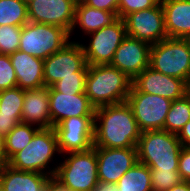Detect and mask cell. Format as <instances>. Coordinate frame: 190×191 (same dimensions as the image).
Masks as SVG:
<instances>
[{
    "mask_svg": "<svg viewBox=\"0 0 190 191\" xmlns=\"http://www.w3.org/2000/svg\"><path fill=\"white\" fill-rule=\"evenodd\" d=\"M140 136L133 110L127 102L96 108L93 147H136Z\"/></svg>",
    "mask_w": 190,
    "mask_h": 191,
    "instance_id": "1",
    "label": "cell"
},
{
    "mask_svg": "<svg viewBox=\"0 0 190 191\" xmlns=\"http://www.w3.org/2000/svg\"><path fill=\"white\" fill-rule=\"evenodd\" d=\"M132 82L110 64L89 65L85 93L95 108L119 104L127 101Z\"/></svg>",
    "mask_w": 190,
    "mask_h": 191,
    "instance_id": "2",
    "label": "cell"
},
{
    "mask_svg": "<svg viewBox=\"0 0 190 191\" xmlns=\"http://www.w3.org/2000/svg\"><path fill=\"white\" fill-rule=\"evenodd\" d=\"M55 154H60L57 136L53 127L40 128L23 150L15 153L7 165L13 169L47 174L54 178L58 165L50 169Z\"/></svg>",
    "mask_w": 190,
    "mask_h": 191,
    "instance_id": "3",
    "label": "cell"
},
{
    "mask_svg": "<svg viewBox=\"0 0 190 191\" xmlns=\"http://www.w3.org/2000/svg\"><path fill=\"white\" fill-rule=\"evenodd\" d=\"M182 147L176 134L165 130L141 132L136 146L138 162L150 169L178 170Z\"/></svg>",
    "mask_w": 190,
    "mask_h": 191,
    "instance_id": "4",
    "label": "cell"
},
{
    "mask_svg": "<svg viewBox=\"0 0 190 191\" xmlns=\"http://www.w3.org/2000/svg\"><path fill=\"white\" fill-rule=\"evenodd\" d=\"M60 161L54 179L71 191H92L99 182L96 150L67 153Z\"/></svg>",
    "mask_w": 190,
    "mask_h": 191,
    "instance_id": "5",
    "label": "cell"
},
{
    "mask_svg": "<svg viewBox=\"0 0 190 191\" xmlns=\"http://www.w3.org/2000/svg\"><path fill=\"white\" fill-rule=\"evenodd\" d=\"M70 42V33L62 27L27 22L22 26L19 50L42 60Z\"/></svg>",
    "mask_w": 190,
    "mask_h": 191,
    "instance_id": "6",
    "label": "cell"
},
{
    "mask_svg": "<svg viewBox=\"0 0 190 191\" xmlns=\"http://www.w3.org/2000/svg\"><path fill=\"white\" fill-rule=\"evenodd\" d=\"M150 67L187 83L190 75V49L182 38L167 37L151 46Z\"/></svg>",
    "mask_w": 190,
    "mask_h": 191,
    "instance_id": "7",
    "label": "cell"
},
{
    "mask_svg": "<svg viewBox=\"0 0 190 191\" xmlns=\"http://www.w3.org/2000/svg\"><path fill=\"white\" fill-rule=\"evenodd\" d=\"M133 110L141 132L164 130V123L172 100L139 92L133 85L126 101Z\"/></svg>",
    "mask_w": 190,
    "mask_h": 191,
    "instance_id": "8",
    "label": "cell"
},
{
    "mask_svg": "<svg viewBox=\"0 0 190 191\" xmlns=\"http://www.w3.org/2000/svg\"><path fill=\"white\" fill-rule=\"evenodd\" d=\"M89 44L82 45L87 65H106L113 60L115 51L127 37L124 19L118 18L113 24L88 35Z\"/></svg>",
    "mask_w": 190,
    "mask_h": 191,
    "instance_id": "9",
    "label": "cell"
},
{
    "mask_svg": "<svg viewBox=\"0 0 190 191\" xmlns=\"http://www.w3.org/2000/svg\"><path fill=\"white\" fill-rule=\"evenodd\" d=\"M53 128L60 154L88 151L93 147L94 116L64 119Z\"/></svg>",
    "mask_w": 190,
    "mask_h": 191,
    "instance_id": "10",
    "label": "cell"
},
{
    "mask_svg": "<svg viewBox=\"0 0 190 191\" xmlns=\"http://www.w3.org/2000/svg\"><path fill=\"white\" fill-rule=\"evenodd\" d=\"M87 65L80 41H70L56 53L44 59V86L51 87L68 76H76Z\"/></svg>",
    "mask_w": 190,
    "mask_h": 191,
    "instance_id": "11",
    "label": "cell"
},
{
    "mask_svg": "<svg viewBox=\"0 0 190 191\" xmlns=\"http://www.w3.org/2000/svg\"><path fill=\"white\" fill-rule=\"evenodd\" d=\"M127 36L156 44L167 38L161 2L156 6L128 14L124 18Z\"/></svg>",
    "mask_w": 190,
    "mask_h": 191,
    "instance_id": "12",
    "label": "cell"
},
{
    "mask_svg": "<svg viewBox=\"0 0 190 191\" xmlns=\"http://www.w3.org/2000/svg\"><path fill=\"white\" fill-rule=\"evenodd\" d=\"M97 155V172L100 182L116 184L138 162L137 148L93 147Z\"/></svg>",
    "mask_w": 190,
    "mask_h": 191,
    "instance_id": "13",
    "label": "cell"
},
{
    "mask_svg": "<svg viewBox=\"0 0 190 191\" xmlns=\"http://www.w3.org/2000/svg\"><path fill=\"white\" fill-rule=\"evenodd\" d=\"M73 0H34L27 5L29 22L62 27L69 33L75 20Z\"/></svg>",
    "mask_w": 190,
    "mask_h": 191,
    "instance_id": "14",
    "label": "cell"
},
{
    "mask_svg": "<svg viewBox=\"0 0 190 191\" xmlns=\"http://www.w3.org/2000/svg\"><path fill=\"white\" fill-rule=\"evenodd\" d=\"M148 42L127 36L115 51L111 66L126 74L132 81L150 66Z\"/></svg>",
    "mask_w": 190,
    "mask_h": 191,
    "instance_id": "15",
    "label": "cell"
},
{
    "mask_svg": "<svg viewBox=\"0 0 190 191\" xmlns=\"http://www.w3.org/2000/svg\"><path fill=\"white\" fill-rule=\"evenodd\" d=\"M132 85L139 92L158 95L172 101L186 94V83L183 80L164 75L150 66L133 80Z\"/></svg>",
    "mask_w": 190,
    "mask_h": 191,
    "instance_id": "16",
    "label": "cell"
},
{
    "mask_svg": "<svg viewBox=\"0 0 190 191\" xmlns=\"http://www.w3.org/2000/svg\"><path fill=\"white\" fill-rule=\"evenodd\" d=\"M49 108L52 127L58 125L64 119L79 116H95L96 108L91 104L86 93L63 94L49 87Z\"/></svg>",
    "mask_w": 190,
    "mask_h": 191,
    "instance_id": "17",
    "label": "cell"
},
{
    "mask_svg": "<svg viewBox=\"0 0 190 191\" xmlns=\"http://www.w3.org/2000/svg\"><path fill=\"white\" fill-rule=\"evenodd\" d=\"M9 57L19 88L32 90L44 87V60L20 50L10 54Z\"/></svg>",
    "mask_w": 190,
    "mask_h": 191,
    "instance_id": "18",
    "label": "cell"
},
{
    "mask_svg": "<svg viewBox=\"0 0 190 191\" xmlns=\"http://www.w3.org/2000/svg\"><path fill=\"white\" fill-rule=\"evenodd\" d=\"M49 87L24 90L21 122L38 128L52 127L49 108Z\"/></svg>",
    "mask_w": 190,
    "mask_h": 191,
    "instance_id": "19",
    "label": "cell"
},
{
    "mask_svg": "<svg viewBox=\"0 0 190 191\" xmlns=\"http://www.w3.org/2000/svg\"><path fill=\"white\" fill-rule=\"evenodd\" d=\"M51 177L47 174L20 171L0 165V191H45Z\"/></svg>",
    "mask_w": 190,
    "mask_h": 191,
    "instance_id": "20",
    "label": "cell"
},
{
    "mask_svg": "<svg viewBox=\"0 0 190 191\" xmlns=\"http://www.w3.org/2000/svg\"><path fill=\"white\" fill-rule=\"evenodd\" d=\"M167 37L183 38L190 32V0H160Z\"/></svg>",
    "mask_w": 190,
    "mask_h": 191,
    "instance_id": "21",
    "label": "cell"
},
{
    "mask_svg": "<svg viewBox=\"0 0 190 191\" xmlns=\"http://www.w3.org/2000/svg\"><path fill=\"white\" fill-rule=\"evenodd\" d=\"M118 18L116 12L96 9L87 4L76 6L75 20L70 36L72 38V33L74 32L76 25L84 35H89L103 27L113 24Z\"/></svg>",
    "mask_w": 190,
    "mask_h": 191,
    "instance_id": "22",
    "label": "cell"
},
{
    "mask_svg": "<svg viewBox=\"0 0 190 191\" xmlns=\"http://www.w3.org/2000/svg\"><path fill=\"white\" fill-rule=\"evenodd\" d=\"M115 185L118 191H152L150 168L137 162Z\"/></svg>",
    "mask_w": 190,
    "mask_h": 191,
    "instance_id": "23",
    "label": "cell"
},
{
    "mask_svg": "<svg viewBox=\"0 0 190 191\" xmlns=\"http://www.w3.org/2000/svg\"><path fill=\"white\" fill-rule=\"evenodd\" d=\"M39 129L34 125L20 122L4 137L6 163L30 143Z\"/></svg>",
    "mask_w": 190,
    "mask_h": 191,
    "instance_id": "24",
    "label": "cell"
},
{
    "mask_svg": "<svg viewBox=\"0 0 190 191\" xmlns=\"http://www.w3.org/2000/svg\"><path fill=\"white\" fill-rule=\"evenodd\" d=\"M190 120V98L185 94L182 98L172 101L164 123V130L178 134Z\"/></svg>",
    "mask_w": 190,
    "mask_h": 191,
    "instance_id": "25",
    "label": "cell"
},
{
    "mask_svg": "<svg viewBox=\"0 0 190 191\" xmlns=\"http://www.w3.org/2000/svg\"><path fill=\"white\" fill-rule=\"evenodd\" d=\"M27 22L28 9L22 0H0V25L23 26Z\"/></svg>",
    "mask_w": 190,
    "mask_h": 191,
    "instance_id": "26",
    "label": "cell"
},
{
    "mask_svg": "<svg viewBox=\"0 0 190 191\" xmlns=\"http://www.w3.org/2000/svg\"><path fill=\"white\" fill-rule=\"evenodd\" d=\"M24 90L18 86L0 91V114L21 115Z\"/></svg>",
    "mask_w": 190,
    "mask_h": 191,
    "instance_id": "27",
    "label": "cell"
},
{
    "mask_svg": "<svg viewBox=\"0 0 190 191\" xmlns=\"http://www.w3.org/2000/svg\"><path fill=\"white\" fill-rule=\"evenodd\" d=\"M89 65H86L82 70L76 72V76H68L57 81L52 87L65 95L67 94H81L85 93L86 76Z\"/></svg>",
    "mask_w": 190,
    "mask_h": 191,
    "instance_id": "28",
    "label": "cell"
},
{
    "mask_svg": "<svg viewBox=\"0 0 190 191\" xmlns=\"http://www.w3.org/2000/svg\"><path fill=\"white\" fill-rule=\"evenodd\" d=\"M22 26L0 25V54L10 55L19 50Z\"/></svg>",
    "mask_w": 190,
    "mask_h": 191,
    "instance_id": "29",
    "label": "cell"
},
{
    "mask_svg": "<svg viewBox=\"0 0 190 191\" xmlns=\"http://www.w3.org/2000/svg\"><path fill=\"white\" fill-rule=\"evenodd\" d=\"M152 191H168L183 181L178 170L150 169Z\"/></svg>",
    "mask_w": 190,
    "mask_h": 191,
    "instance_id": "30",
    "label": "cell"
},
{
    "mask_svg": "<svg viewBox=\"0 0 190 191\" xmlns=\"http://www.w3.org/2000/svg\"><path fill=\"white\" fill-rule=\"evenodd\" d=\"M16 86L17 78L10 57L0 54V91Z\"/></svg>",
    "mask_w": 190,
    "mask_h": 191,
    "instance_id": "31",
    "label": "cell"
},
{
    "mask_svg": "<svg viewBox=\"0 0 190 191\" xmlns=\"http://www.w3.org/2000/svg\"><path fill=\"white\" fill-rule=\"evenodd\" d=\"M160 0H120L118 17L124 19L128 14L156 6Z\"/></svg>",
    "mask_w": 190,
    "mask_h": 191,
    "instance_id": "32",
    "label": "cell"
},
{
    "mask_svg": "<svg viewBox=\"0 0 190 191\" xmlns=\"http://www.w3.org/2000/svg\"><path fill=\"white\" fill-rule=\"evenodd\" d=\"M178 172L183 181L190 182V148L182 147L179 155Z\"/></svg>",
    "mask_w": 190,
    "mask_h": 191,
    "instance_id": "33",
    "label": "cell"
},
{
    "mask_svg": "<svg viewBox=\"0 0 190 191\" xmlns=\"http://www.w3.org/2000/svg\"><path fill=\"white\" fill-rule=\"evenodd\" d=\"M21 122V115L0 114V134L4 137Z\"/></svg>",
    "mask_w": 190,
    "mask_h": 191,
    "instance_id": "34",
    "label": "cell"
},
{
    "mask_svg": "<svg viewBox=\"0 0 190 191\" xmlns=\"http://www.w3.org/2000/svg\"><path fill=\"white\" fill-rule=\"evenodd\" d=\"M120 0H89L87 5L96 9L118 13V5Z\"/></svg>",
    "mask_w": 190,
    "mask_h": 191,
    "instance_id": "35",
    "label": "cell"
},
{
    "mask_svg": "<svg viewBox=\"0 0 190 191\" xmlns=\"http://www.w3.org/2000/svg\"><path fill=\"white\" fill-rule=\"evenodd\" d=\"M177 137L183 147L190 148V120L179 131Z\"/></svg>",
    "mask_w": 190,
    "mask_h": 191,
    "instance_id": "36",
    "label": "cell"
},
{
    "mask_svg": "<svg viewBox=\"0 0 190 191\" xmlns=\"http://www.w3.org/2000/svg\"><path fill=\"white\" fill-rule=\"evenodd\" d=\"M92 191H118V189L113 183H104L99 181Z\"/></svg>",
    "mask_w": 190,
    "mask_h": 191,
    "instance_id": "37",
    "label": "cell"
},
{
    "mask_svg": "<svg viewBox=\"0 0 190 191\" xmlns=\"http://www.w3.org/2000/svg\"><path fill=\"white\" fill-rule=\"evenodd\" d=\"M48 189L50 191H71L70 189L65 188L58 183L54 178H51L50 182L48 183Z\"/></svg>",
    "mask_w": 190,
    "mask_h": 191,
    "instance_id": "38",
    "label": "cell"
},
{
    "mask_svg": "<svg viewBox=\"0 0 190 191\" xmlns=\"http://www.w3.org/2000/svg\"><path fill=\"white\" fill-rule=\"evenodd\" d=\"M168 191H190V182L181 181L179 184L173 186Z\"/></svg>",
    "mask_w": 190,
    "mask_h": 191,
    "instance_id": "39",
    "label": "cell"
},
{
    "mask_svg": "<svg viewBox=\"0 0 190 191\" xmlns=\"http://www.w3.org/2000/svg\"><path fill=\"white\" fill-rule=\"evenodd\" d=\"M6 164L4 136L0 134V165Z\"/></svg>",
    "mask_w": 190,
    "mask_h": 191,
    "instance_id": "40",
    "label": "cell"
},
{
    "mask_svg": "<svg viewBox=\"0 0 190 191\" xmlns=\"http://www.w3.org/2000/svg\"><path fill=\"white\" fill-rule=\"evenodd\" d=\"M182 39L186 43L187 47L190 49V32H188Z\"/></svg>",
    "mask_w": 190,
    "mask_h": 191,
    "instance_id": "41",
    "label": "cell"
},
{
    "mask_svg": "<svg viewBox=\"0 0 190 191\" xmlns=\"http://www.w3.org/2000/svg\"><path fill=\"white\" fill-rule=\"evenodd\" d=\"M76 6L85 5L89 2V0H73Z\"/></svg>",
    "mask_w": 190,
    "mask_h": 191,
    "instance_id": "42",
    "label": "cell"
},
{
    "mask_svg": "<svg viewBox=\"0 0 190 191\" xmlns=\"http://www.w3.org/2000/svg\"><path fill=\"white\" fill-rule=\"evenodd\" d=\"M186 95L190 98V84H186Z\"/></svg>",
    "mask_w": 190,
    "mask_h": 191,
    "instance_id": "43",
    "label": "cell"
},
{
    "mask_svg": "<svg viewBox=\"0 0 190 191\" xmlns=\"http://www.w3.org/2000/svg\"><path fill=\"white\" fill-rule=\"evenodd\" d=\"M26 5H28L29 3H31L34 0H22Z\"/></svg>",
    "mask_w": 190,
    "mask_h": 191,
    "instance_id": "44",
    "label": "cell"
},
{
    "mask_svg": "<svg viewBox=\"0 0 190 191\" xmlns=\"http://www.w3.org/2000/svg\"><path fill=\"white\" fill-rule=\"evenodd\" d=\"M186 84H190V75H189V80H188V82Z\"/></svg>",
    "mask_w": 190,
    "mask_h": 191,
    "instance_id": "45",
    "label": "cell"
}]
</instances>
